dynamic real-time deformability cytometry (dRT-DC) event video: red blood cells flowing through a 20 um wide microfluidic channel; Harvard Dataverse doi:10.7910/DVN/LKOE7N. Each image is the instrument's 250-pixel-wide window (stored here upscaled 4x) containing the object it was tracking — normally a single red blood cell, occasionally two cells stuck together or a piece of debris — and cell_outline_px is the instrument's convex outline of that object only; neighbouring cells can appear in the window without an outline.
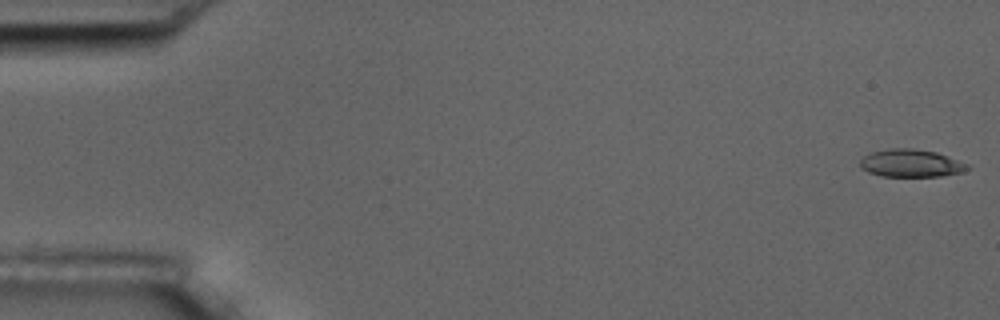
{"species": "common noctule bat (a hibernating species)", "species_latin": "Nyctalus noctula", "temperature_condition": "room temperature", "stored_images_in_passage": 55, "camera_frame_rate_fps": 3000, "um_per_image_px": 0.085, "animal": {"sex": "male", "body_mass_g": 17.5, "forearm_length_mm": 52.3}, "frame": {"image": 1, "passage_image": 1, "time_ms": 0.0, "image_size_px": [1000, 320], "cell_outline_px": [[972, 168], [964, 172], [940, 176], [880, 176], [868, 172], [860, 168], [860, 160], [864, 156], [872, 152], [892, 148], [912, 148], [936, 152], [968, 164]], "centroid_in_image_um": [77.44, 13.88], "position_along_channel_um": 7.6, "area_um2": 17.34}}
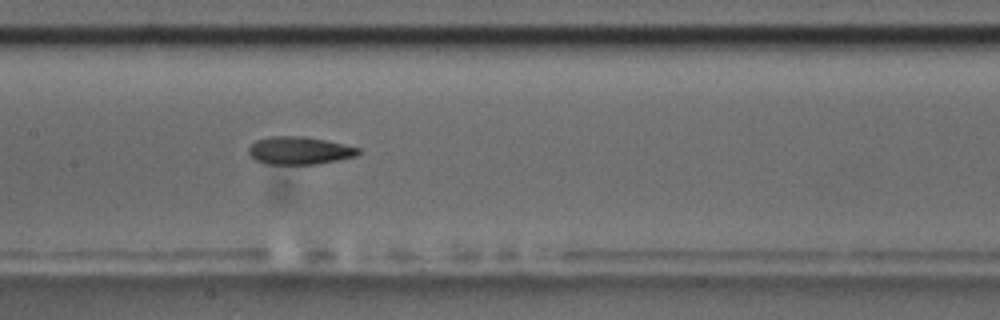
{"frame": {"image": 2, "passage_image": 27, "time_ms": 8.667, "image_size_px": [1000, 320], "cell_outline_px": [[360, 152], [356, 156], [316, 164], [268, 164], [256, 160], [248, 152], [248, 148], [256, 140], [272, 136], [304, 136], [324, 140], [360, 148]], "centroid_in_image_um": [25.44, 12.79], "position_along_channel_um": 182.0, "area_um2": 17.51}}
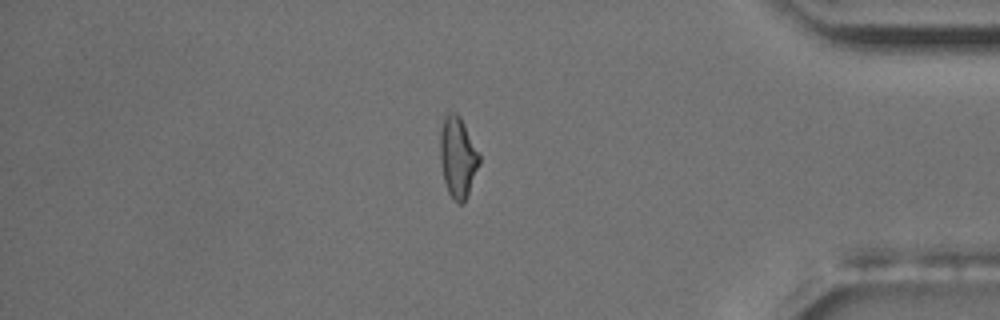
{"frame": {"image": 3, "passage_image": 47, "time_ms": 15.333, "image_size_px": [1000, 320], "cell_outline_px": [[480, 164], [464, 204], [456, 204], [448, 192], [444, 180], [440, 160], [440, 116], [452, 112], [456, 112], [460, 116], [480, 152]], "centroid_in_image_um": [38.91, 13.33], "position_along_channel_um": 396.3, "area_um2": 19.02}, "authors_computed_cell_mechanics": {"area_um2": 17.918, "velocity_mm_per_s": 3.6665, "shape_relaxation_time_tau1_ms": null, "shape_relaxation_time_tau2_ms": 4.0326, "deformation_change_tau1": null, "deformation_change_tau2": 0.1317}}